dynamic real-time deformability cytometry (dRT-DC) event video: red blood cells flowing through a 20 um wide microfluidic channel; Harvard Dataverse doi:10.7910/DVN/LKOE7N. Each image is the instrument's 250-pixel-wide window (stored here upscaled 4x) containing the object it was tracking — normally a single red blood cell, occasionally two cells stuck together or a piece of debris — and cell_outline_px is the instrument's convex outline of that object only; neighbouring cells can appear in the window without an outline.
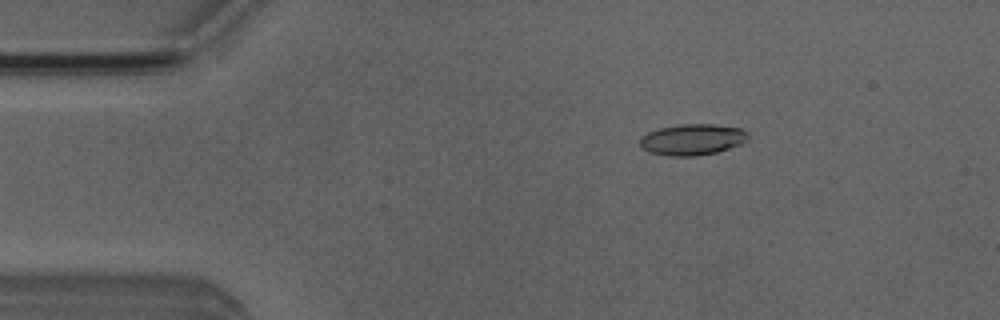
{"species": "Egyptian fruit bat (a non-hibernating species)", "species_latin": "Rousettus aegyptiacus", "temperature_condition": "room temperature", "stored_images_in_passage": 50, "camera_frame_rate_fps": 3000, "um_per_image_px": 0.085, "animal": {"sex": "male"}, "frame": {"image": 1, "passage_image": 8, "time_ms": 2.333, "image_size_px": [1000, 320], "cell_outline_px": [[748, 140], [740, 144], [716, 152], [696, 156], [668, 156], [648, 152], [640, 148], [640, 140], [648, 132], [660, 128], [680, 124], [712, 124], [740, 128], [748, 136]], "centroid_in_image_um": [58.81, 11.87], "position_along_channel_um": 26.2, "area_um2": 19.48}}
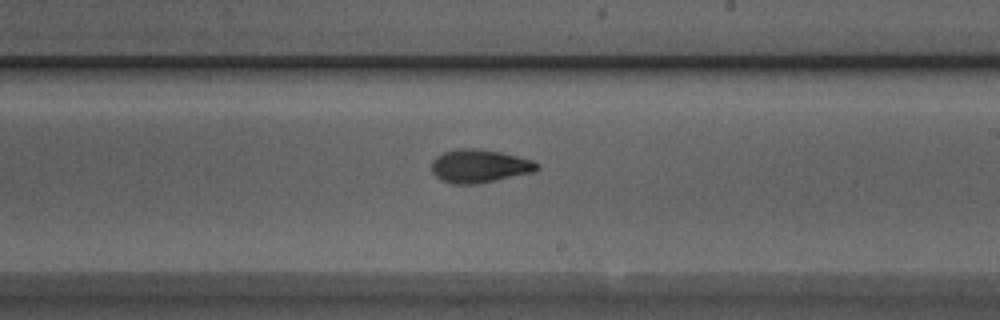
{"frame": {"image": 2, "passage_image": 29, "time_ms": 9.333, "image_size_px": [1000, 320], "cell_outline_px": [[540, 168], [532, 172], [476, 184], [452, 184], [440, 180], [432, 172], [432, 160], [436, 156], [444, 152], [456, 148], [472, 148], [500, 152], [532, 160]], "centroid_in_image_um": [40.69, 14.11], "position_along_channel_um": 248.3, "area_um2": 20.23}}
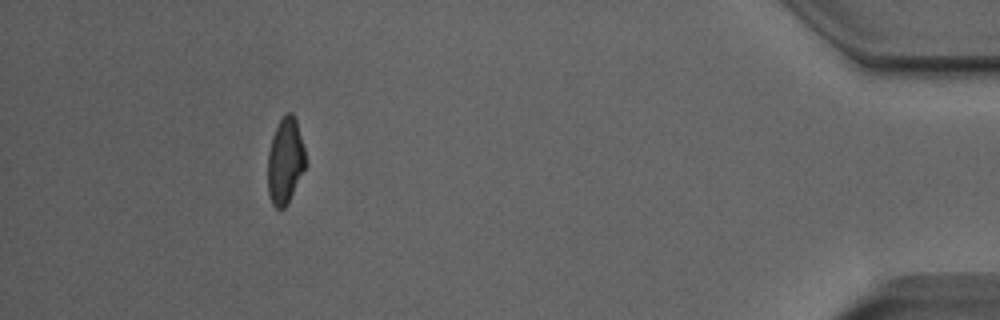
{"frame": {"image": 3, "passage_image": 46, "time_ms": 15.0, "image_size_px": [1000, 320], "cell_outline_px": [[308, 164], [288, 204], [284, 208], [276, 208], [272, 204], [268, 192], [268, 152], [272, 136], [280, 120], [288, 112], [292, 112], [296, 120], [304, 148]], "centroid_in_image_um": [24.26, 13.72], "position_along_channel_um": 410.9, "area_um2": 19.13}, "authors_computed_cell_mechanics": {"area_um2": 19.5653, "velocity_mm_per_s": 4.0342, "shape_relaxation_time_tau1_ms": 6.3142, "shape_relaxation_time_tau2_ms": 2.1055, "deformation_change_tau1": 0.2026, "deformation_change_tau2": 0.0854}}